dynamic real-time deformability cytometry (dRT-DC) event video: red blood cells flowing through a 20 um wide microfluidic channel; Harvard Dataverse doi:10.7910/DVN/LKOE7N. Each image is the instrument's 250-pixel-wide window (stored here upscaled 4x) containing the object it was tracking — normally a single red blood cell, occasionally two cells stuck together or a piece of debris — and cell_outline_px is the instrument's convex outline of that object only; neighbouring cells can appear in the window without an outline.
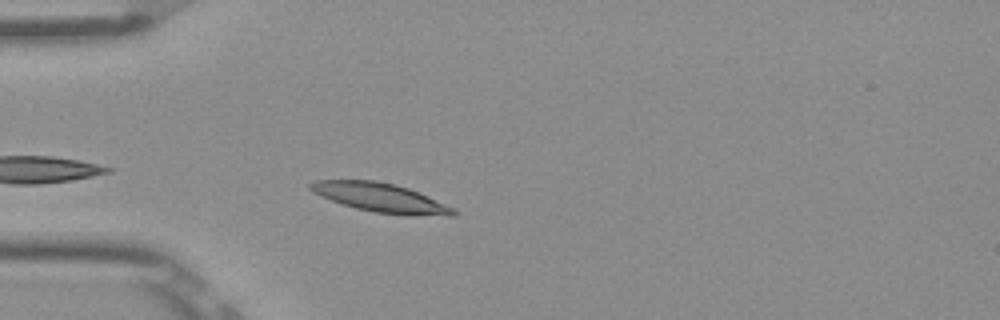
{"species": "Egyptian fruit bat (a non-hibernating species)", "species_latin": "Rousettus aegyptiacus", "temperature_condition": "room temperature", "stored_images_in_passage": 33, "camera_frame_rate_fps": 3000, "um_per_image_px": 0.085, "frame": {"image": 1, "passage_image": 3, "time_ms": 0.667, "image_size_px": [1000, 320], "cell_outline_px": [[456, 216], [408, 216], [372, 212], [356, 208], [332, 200], [312, 192], [308, 188], [308, 184], [316, 180], [376, 180], [396, 184], [408, 188], [456, 208]], "centroid_in_image_um": [32.4, 16.81], "position_along_channel_um": 52.6, "area_um2": 24.39}}
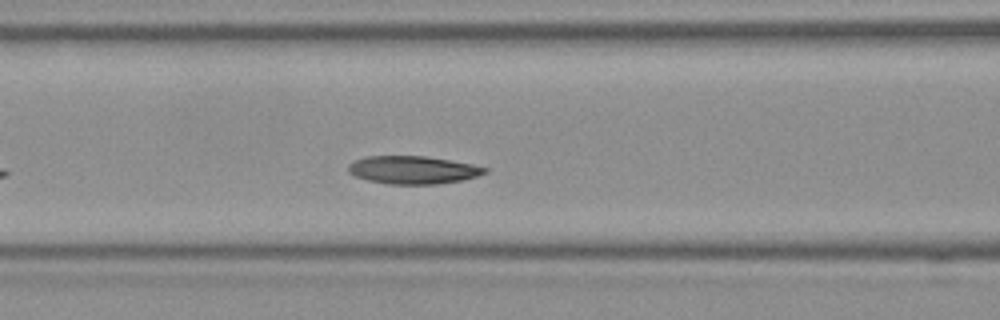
{"frame": {"image": 2, "passage_image": 10, "time_ms": 3.0, "image_size_px": [1000, 320], "cell_outline_px": [[488, 172], [464, 180], [436, 184], [388, 184], [368, 180], [356, 176], [348, 172], [348, 164], [352, 160], [368, 156], [424, 156], [472, 164], [488, 168]], "centroid_in_image_um": [35.08, 14.44], "position_along_channel_um": 131.5, "area_um2": 22.2}}
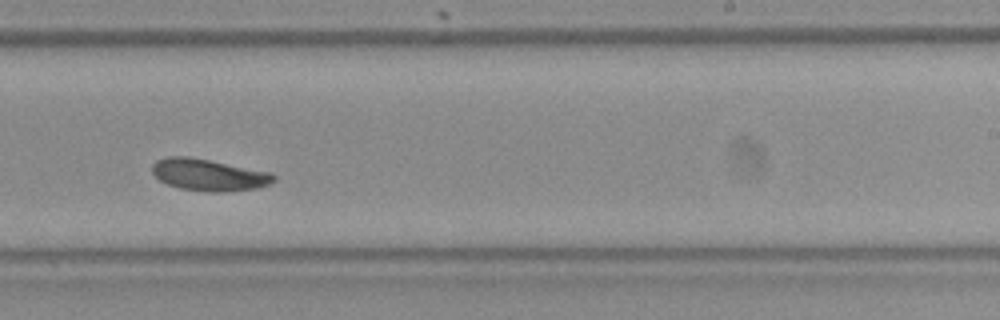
{"frame": {"image": 3, "passage_image": 21, "time_ms": 6.667, "image_size_px": [1000, 320], "cell_outline_px": [[276, 180], [268, 184], [256, 188], [224, 192], [208, 192], [180, 188], [168, 184], [160, 180], [152, 172], [152, 164], [156, 160], [168, 156], [188, 156], [272, 172], [276, 176]], "centroid_in_image_um": [17.75, 14.86], "position_along_channel_um": 271.2, "area_um2": 22.54}, "authors_computed_cell_mechanics": {"area_um2": 21.964, "velocity_mm_per_s": 3.8385, "shape_relaxation_time_tau1_ms": 3.8937, "shape_relaxation_time_tau2_ms": null, "deformation_change_tau1": 0.1034, "deformation_change_tau2": null}}